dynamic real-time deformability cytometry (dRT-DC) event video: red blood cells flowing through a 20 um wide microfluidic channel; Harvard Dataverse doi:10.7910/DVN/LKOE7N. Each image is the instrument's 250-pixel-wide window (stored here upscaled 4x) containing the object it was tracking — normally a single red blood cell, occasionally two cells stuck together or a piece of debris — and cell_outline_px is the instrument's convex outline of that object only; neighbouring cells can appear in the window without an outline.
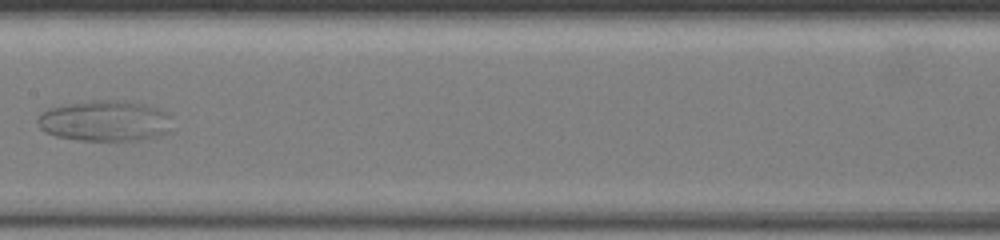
{"species": "common noctule bat (a hibernating species)", "species_latin": "Nyctalus noctula", "temperature_condition": "warm", "stored_images_in_passage": 13, "camera_frame_rate_fps": 3000, "um_per_image_px": 0.085, "animal": {"sex": "female", "body_mass_g": 19.5, "forearm_length_mm": 54.1}, "frame": {"image": 1, "passage_image": 10, "time_ms": 3.667, "image_size_px": [1000, 240], "cell_outline_px": [[168, 116], [164, 132], [156, 136], [140, 140], [76, 140], [56, 136], [44, 132], [40, 128], [36, 120], [48, 108], [68, 104], [92, 100], [124, 100], [144, 104], [156, 108], [164, 112]], "centroid_in_image_um": [8.81, 10.27], "position_along_channel_um": 198.6, "area_um2": 31.33}}
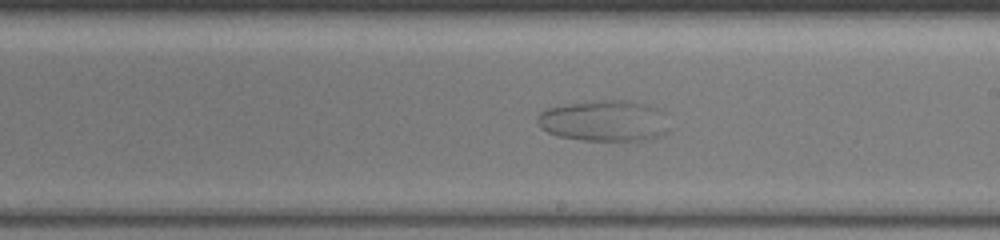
{"frame": {"image": 2, "passage_image": 13, "time_ms": 4.667, "image_size_px": [1000, 240], "cell_outline_px": [[668, 132], [664, 136], [636, 144], [584, 140], [556, 136], [540, 128], [536, 120], [536, 116], [544, 108], [592, 100], [624, 100], [644, 104], [656, 108], [660, 112], [668, 128]], "centroid_in_image_um": [51.35, 10.33], "position_along_channel_um": 237.6, "area_um2": 32.6}}